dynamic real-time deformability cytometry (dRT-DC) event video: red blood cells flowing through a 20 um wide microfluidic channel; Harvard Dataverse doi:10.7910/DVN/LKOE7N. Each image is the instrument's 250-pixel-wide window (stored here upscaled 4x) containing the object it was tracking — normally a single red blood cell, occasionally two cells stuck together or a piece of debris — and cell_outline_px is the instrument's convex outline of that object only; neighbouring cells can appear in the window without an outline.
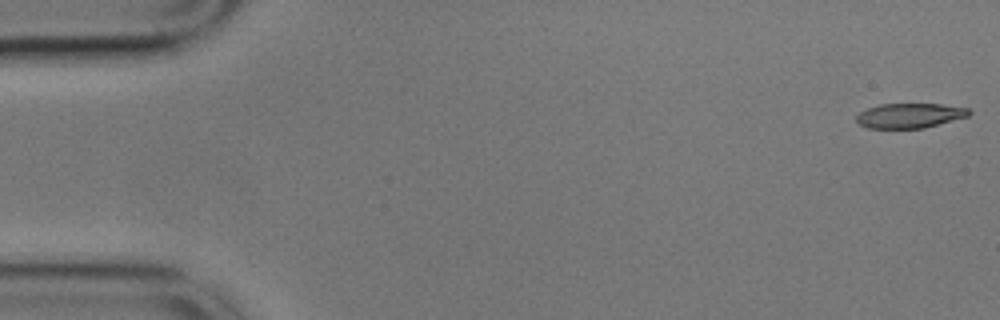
{"species": "common noctule bat (a hibernating species)", "species_latin": "Nyctalus noctula", "temperature_condition": "cold", "stored_images_in_passage": 56, "camera_frame_rate_fps": 3000, "um_per_image_px": 0.085, "animal": {"sex": "male", "body_mass_g": 17.9}, "frame": {"image": 1, "passage_image": 1, "time_ms": 0.0, "image_size_px": [1000, 320], "cell_outline_px": [[972, 112], [968, 116], [924, 128], [868, 128], [860, 124], [856, 120], [856, 116], [860, 112], [868, 108], [880, 104], [940, 104], [968, 108]], "centroid_in_image_um": [77.33, 9.82], "position_along_channel_um": 7.7, "area_um2": 16.13}}
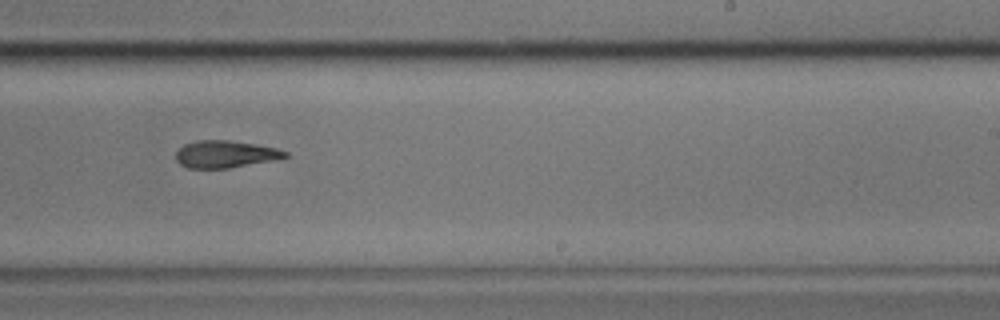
{"frame": {"image": 2, "passage_image": 34, "time_ms": 11.0, "image_size_px": [1000, 320], "cell_outline_px": [[288, 156], [272, 160], [228, 168], [188, 168], [180, 164], [176, 160], [176, 152], [184, 144], [196, 140], [228, 140], [256, 144], [276, 148], [288, 152]], "centroid_in_image_um": [19.12, 13.09], "position_along_channel_um": 269.9, "area_um2": 17.17}}
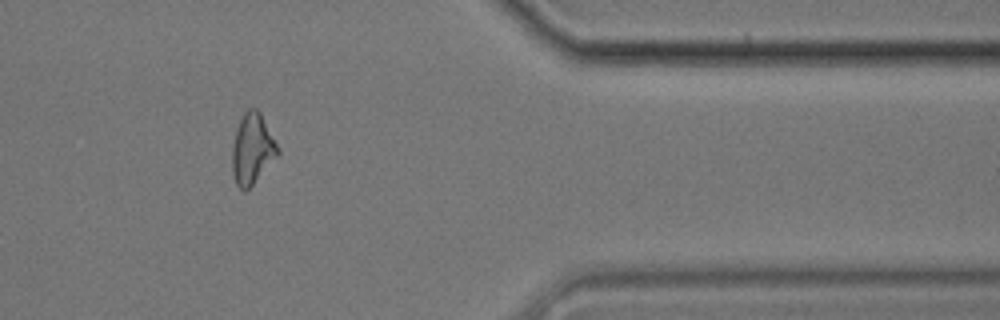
{"frame": {"image": 3, "passage_image": 46, "time_ms": 15.0, "image_size_px": [1000, 320], "cell_outline_px": [[280, 152], [252, 184], [244, 192], [236, 184], [232, 172], [232, 148], [236, 128], [244, 112], [248, 108], [256, 108], [260, 112], [280, 148]], "centroid_in_image_um": [21.44, 12.63], "position_along_channel_um": 390.0, "area_um2": 18.55}, "authors_computed_cell_mechanics": {"area_um2": 18.3515, "velocity_mm_per_s": 3.5613, "shape_relaxation_time_tau1_ms": 6.5994, "shape_relaxation_time_tau2_ms": 5.276, "deformation_change_tau1": 0.177, "deformation_change_tau2": 0.143}}